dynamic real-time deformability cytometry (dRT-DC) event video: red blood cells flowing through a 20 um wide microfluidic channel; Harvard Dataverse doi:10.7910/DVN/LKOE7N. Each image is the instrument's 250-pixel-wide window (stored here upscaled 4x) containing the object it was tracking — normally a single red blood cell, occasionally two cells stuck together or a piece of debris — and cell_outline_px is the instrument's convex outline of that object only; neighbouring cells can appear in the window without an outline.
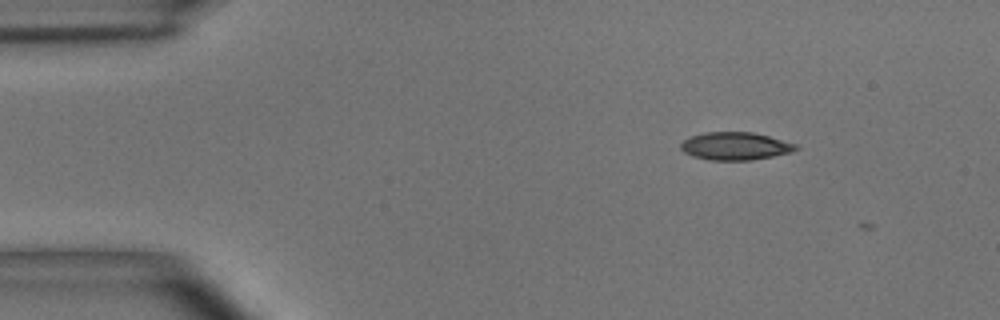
{"species": "common noctule bat (a hibernating species)", "species_latin": "Nyctalus noctula", "temperature_condition": "room temperature", "stored_images_in_passage": 3, "camera_frame_rate_fps": 3000, "um_per_image_px": 0.085, "animal": {"sex": "male", "body_mass_g": 15.6}, "frame": {"image": 1, "passage_image": 1, "time_ms": 0.0, "image_size_px": [1000, 320], "cell_outline_px": [[800, 148], [792, 152], [752, 160], [712, 160], [692, 156], [684, 152], [680, 148], [680, 144], [688, 136], [704, 132], [752, 132], [768, 136], [796, 144]], "centroid_in_image_um": [62.47, 12.41], "position_along_channel_um": 22.5, "area_um2": 18.67}}